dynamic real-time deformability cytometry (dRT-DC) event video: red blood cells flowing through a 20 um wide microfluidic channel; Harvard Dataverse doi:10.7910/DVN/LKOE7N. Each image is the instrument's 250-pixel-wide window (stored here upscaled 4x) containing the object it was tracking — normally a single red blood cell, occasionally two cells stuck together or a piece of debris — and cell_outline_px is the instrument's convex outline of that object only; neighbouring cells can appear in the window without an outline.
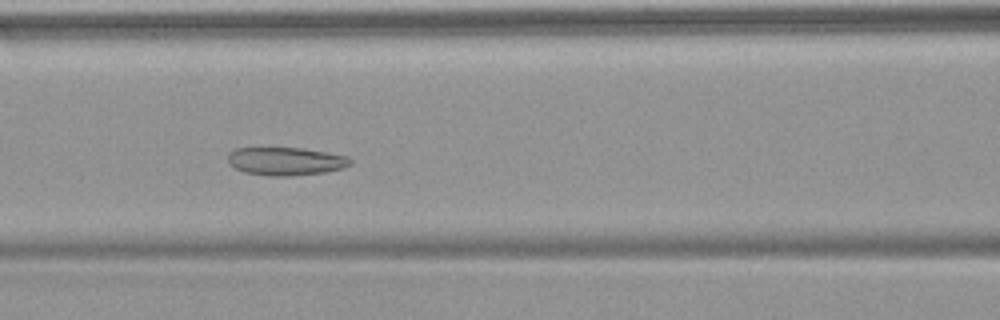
{"species": "common noctule bat (a hibernating species)", "species_latin": "Nyctalus noctula", "temperature_condition": "warm", "stored_images_in_passage": 53, "camera_frame_rate_fps": 3000, "um_per_image_px": 0.085, "animal": {"sex": "female", "body_mass_g": 18.4}, "frame": {"image": 1, "passage_image": 23, "time_ms": 7.333, "image_size_px": [1000, 320], "cell_outline_px": [[352, 164], [344, 168], [324, 172], [292, 176], [268, 176], [244, 172], [228, 164], [228, 152], [236, 148], [300, 148], [348, 156], [352, 160]], "centroid_in_image_um": [24.28, 13.71], "position_along_channel_um": 142.3, "area_um2": 20.11}}
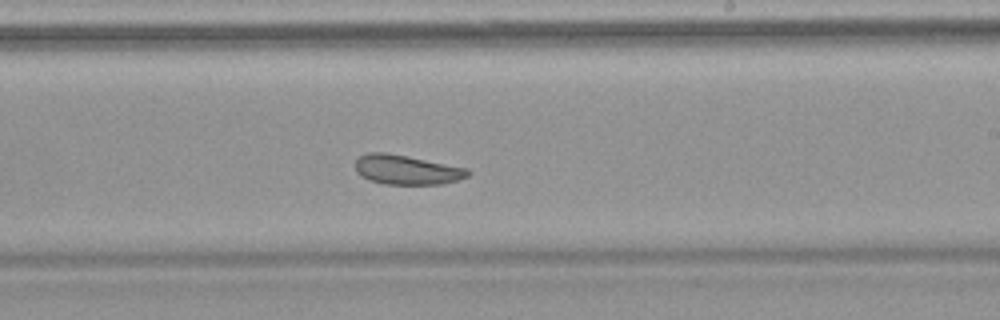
{"frame": {"image": 2, "passage_image": 32, "time_ms": 10.333, "image_size_px": [1000, 320], "cell_outline_px": [[472, 172], [468, 176], [444, 184], [384, 184], [368, 180], [360, 176], [356, 172], [356, 160], [360, 156], [368, 152], [388, 152], [468, 168]], "centroid_in_image_um": [34.56, 14.43], "position_along_channel_um": 254.4, "area_um2": 19.54}}
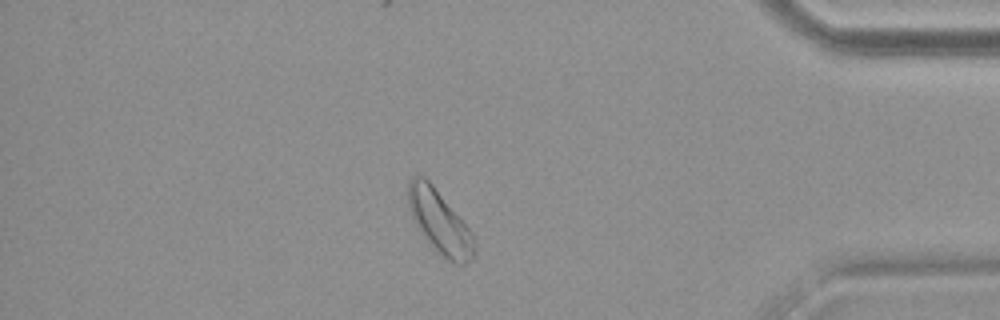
{"frame": {"image": 3, "passage_image": 46, "time_ms": 15.0, "image_size_px": [1000, 320], "cell_outline_px": [[472, 260], [464, 264], [456, 264], [448, 260], [428, 240], [416, 224], [408, 208], [408, 180], [412, 176], [424, 176], [432, 184], [472, 232]], "centroid_in_image_um": [37.33, 18.81], "position_along_channel_um": 397.9, "area_um2": 23.35}, "authors_computed_cell_mechanics": {"area_um2": 23.3512, "velocity_mm_per_s": 3.7565, "shape_relaxation_time_tau1_ms": null, "shape_relaxation_time_tau2_ms": 3.4561, "deformation_change_tau1": null, "deformation_change_tau2": 0.0808}}